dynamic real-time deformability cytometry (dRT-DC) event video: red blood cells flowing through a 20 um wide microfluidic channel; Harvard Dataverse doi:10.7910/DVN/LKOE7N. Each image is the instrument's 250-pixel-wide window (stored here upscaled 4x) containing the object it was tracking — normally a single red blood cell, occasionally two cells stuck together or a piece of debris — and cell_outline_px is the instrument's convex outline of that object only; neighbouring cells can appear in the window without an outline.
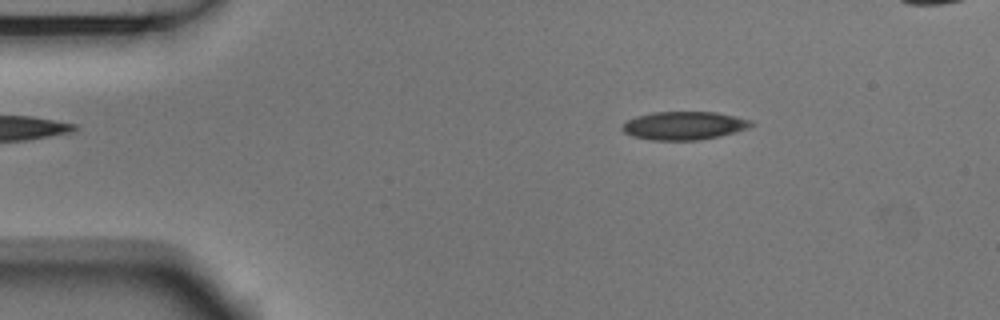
{"species": "Egyptian fruit bat (a non-hibernating species)", "species_latin": "Rousettus aegyptiacus", "temperature_condition": "room temperature", "stored_images_in_passage": 52, "camera_frame_rate_fps": 3000, "um_per_image_px": 0.085, "animal": {"sex": "male"}, "frame": {"image": 1, "passage_image": 8, "time_ms": 2.333, "image_size_px": [1000, 320], "cell_outline_px": [[752, 124], [748, 128], [736, 132], [720, 136], [700, 140], [648, 140], [632, 136], [624, 132], [620, 128], [628, 120], [636, 116], [652, 112], [716, 112], [752, 120]], "centroid_in_image_um": [58.13, 10.68], "position_along_channel_um": 26.9, "area_um2": 21.27}}
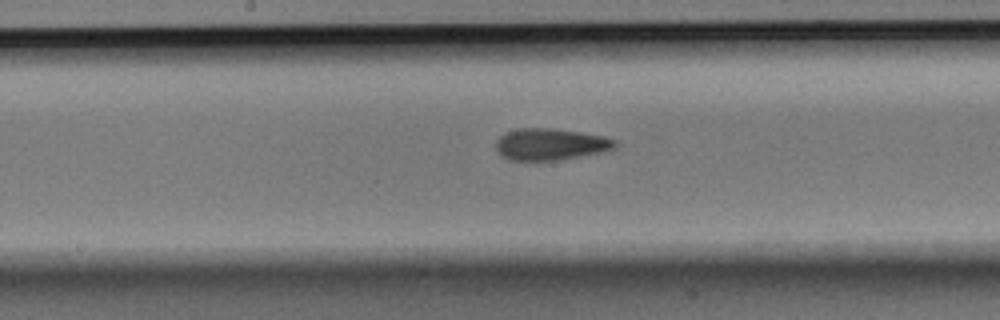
{"frame": {"image": 2, "passage_image": 27, "time_ms": 8.667, "image_size_px": [1000, 320], "cell_outline_px": [[620, 144], [616, 148], [604, 152], [560, 160], [508, 160], [500, 156], [496, 148], [496, 140], [500, 136], [508, 132], [520, 128], [552, 128], [580, 132], [604, 136], [616, 140]], "centroid_in_image_um": [46.83, 12.27], "position_along_channel_um": 201.4, "area_um2": 22.25}}
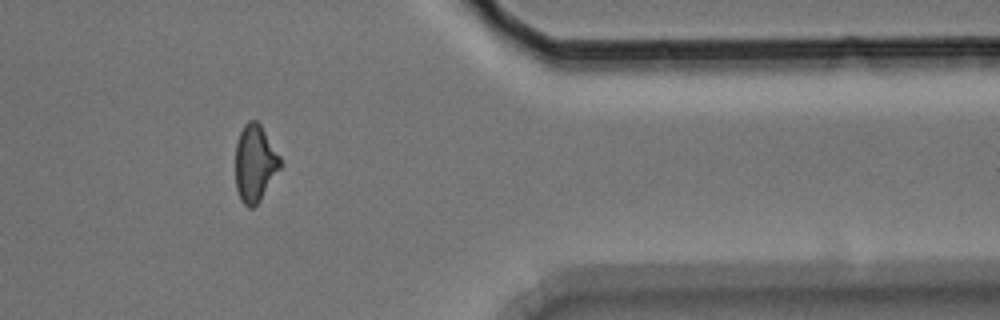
{"frame": {"image": 3, "passage_image": 44, "time_ms": 14.333, "image_size_px": [1000, 320], "cell_outline_px": [[284, 164], [260, 200], [252, 208], [248, 208], [240, 200], [236, 188], [236, 144], [240, 132], [244, 124], [248, 120], [256, 120], [260, 124], [280, 156]], "centroid_in_image_um": [21.69, 13.89], "position_along_channel_um": 389.7, "area_um2": 20.23}, "authors_computed_cell_mechanics": {"area_um2": 21.3282, "velocity_mm_per_s": 3.6719, "shape_relaxation_time_tau1_ms": 5.9678, "shape_relaxation_time_tau2_ms": 3.63, "deformation_change_tau1": 0.1434, "deformation_change_tau2": 0.1119}}